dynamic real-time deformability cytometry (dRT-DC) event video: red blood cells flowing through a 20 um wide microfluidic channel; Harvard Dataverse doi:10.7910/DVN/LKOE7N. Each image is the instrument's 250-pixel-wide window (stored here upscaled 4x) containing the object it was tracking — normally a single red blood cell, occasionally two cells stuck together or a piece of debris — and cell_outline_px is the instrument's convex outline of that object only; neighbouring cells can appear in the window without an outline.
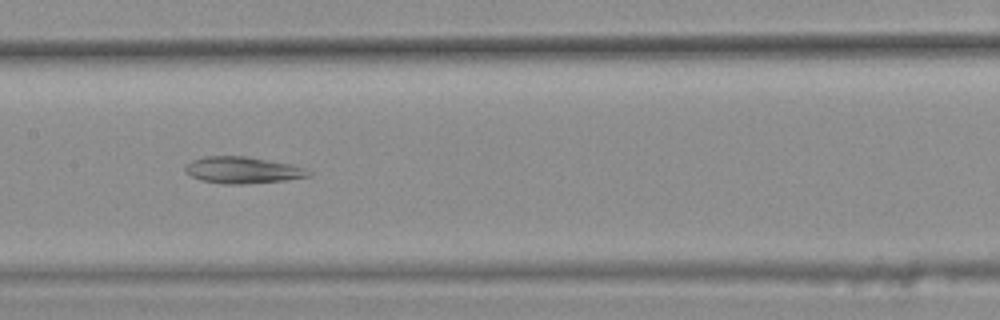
{"species": "common noctule bat (a hibernating species)", "species_latin": "Nyctalus noctula", "temperature_condition": "warm", "stored_images_in_passage": 38, "camera_frame_rate_fps": 3000, "um_per_image_px": 0.085, "animal": {"sex": "female", "body_mass_g": 25.1}, "frame": {"image": 1, "passage_image": 21, "time_ms": 6.667, "image_size_px": [1000, 320], "cell_outline_px": [[312, 176], [284, 180], [240, 184], [224, 184], [200, 180], [184, 172], [184, 168], [192, 160], [204, 156], [248, 156], [292, 164], [304, 168], [312, 172]], "centroid_in_image_um": [20.63, 14.45], "position_along_channel_um": 186.8, "area_um2": 19.19}}
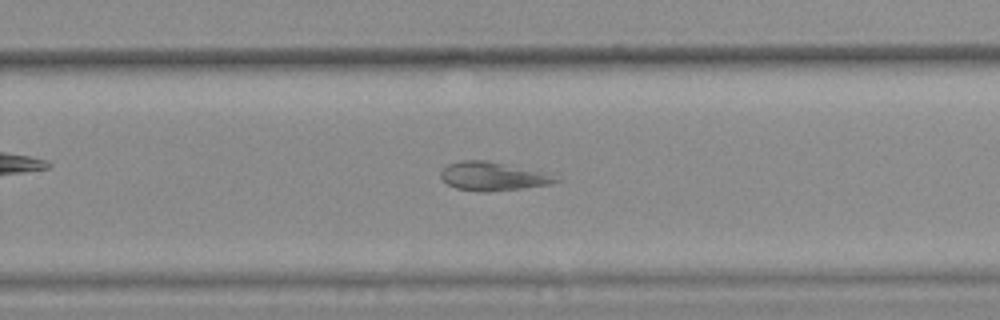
{"frame": {"image": 2, "passage_image": 29, "time_ms": 9.333, "image_size_px": [1000, 320], "cell_outline_px": [[560, 180], [552, 184], [524, 188], [456, 188], [448, 184], [440, 176], [440, 172], [448, 164], [460, 160], [488, 160], [540, 172]], "centroid_in_image_um": [41.83, 14.92], "position_along_channel_um": 288.0, "area_um2": 17.74}}
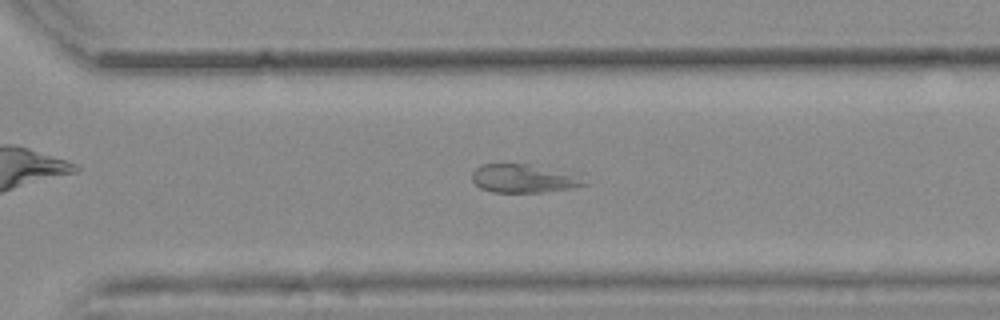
{"frame": {"image": 3, "passage_image": 32, "time_ms": 10.333, "image_size_px": [1000, 320], "cell_outline_px": [[588, 184], [572, 188], [544, 192], [492, 192], [480, 188], [472, 180], [472, 172], [476, 168], [484, 164], [528, 164], [568, 176]], "centroid_in_image_um": [44.29, 15.2], "position_along_channel_um": 326.3, "area_um2": 17.4}, "authors_computed_cell_mechanics": {"area_um2": 20.6057, "velocity_mm_per_s": 3.807, "shape_relaxation_time_tau1_ms": null, "shape_relaxation_time_tau2_ms": 3.7855, "deformation_change_tau1": null, "deformation_change_tau2": 0.1037}}